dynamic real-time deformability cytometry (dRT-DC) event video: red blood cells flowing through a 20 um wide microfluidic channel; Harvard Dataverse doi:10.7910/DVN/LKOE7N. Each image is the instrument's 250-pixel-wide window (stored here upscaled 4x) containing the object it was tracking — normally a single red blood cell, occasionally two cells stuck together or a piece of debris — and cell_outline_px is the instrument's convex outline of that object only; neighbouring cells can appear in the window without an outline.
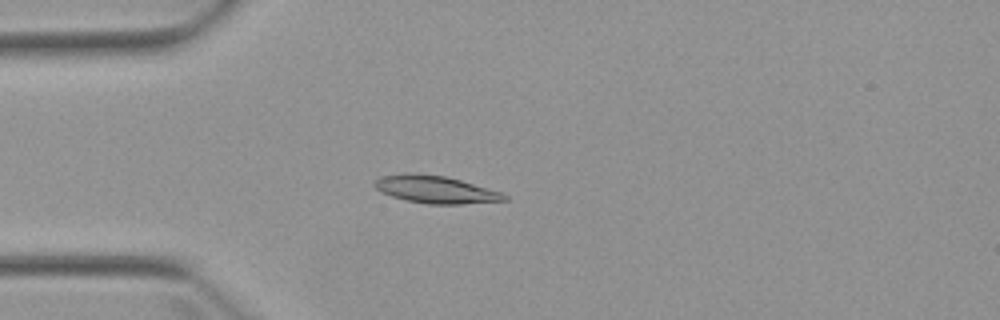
{"species": "Egyptian fruit bat (a non-hibernating species)", "species_latin": "Rousettus aegyptiacus", "temperature_condition": "warm", "stored_images_in_passage": 3, "camera_frame_rate_fps": 3000, "um_per_image_px": 0.085, "animal": {"sex": "female"}, "frame": {"image": 1, "passage_image": 2, "time_ms": 2.333, "image_size_px": [1000, 320], "cell_outline_px": [[508, 200], [460, 204], [428, 204], [408, 200], [392, 196], [380, 192], [372, 184], [380, 176], [448, 176], [504, 192], [508, 196]], "centroid_in_image_um": [37.15, 16.15], "position_along_channel_um": 47.9, "area_um2": 20.06}}